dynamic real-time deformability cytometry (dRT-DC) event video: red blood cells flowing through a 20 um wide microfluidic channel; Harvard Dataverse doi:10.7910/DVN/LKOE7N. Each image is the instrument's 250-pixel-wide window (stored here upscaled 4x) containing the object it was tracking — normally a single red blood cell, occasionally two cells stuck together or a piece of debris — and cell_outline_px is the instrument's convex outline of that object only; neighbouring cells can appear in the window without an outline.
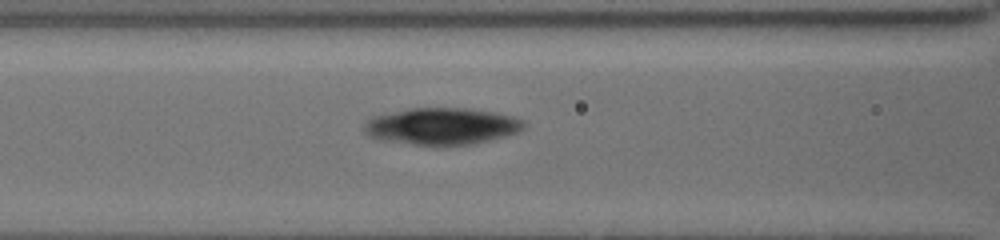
{"species": "common noctule bat (a hibernating species)", "species_latin": "Nyctalus noctula", "temperature_condition": "cold", "stored_images_in_passage": 30, "camera_frame_rate_fps": 3000, "um_per_image_px": 0.085, "animal": {"sex": "female", "body_mass_g": 19.5, "forearm_length_mm": 54.1}, "frame": {"image": 1, "passage_image": 10, "time_ms": 2.667, "image_size_px": [1000, 240], "cell_outline_px": [[524, 124], [516, 132], [476, 144], [444, 148], [436, 148], [376, 140], [368, 136], [368, 124], [376, 116], [412, 108], [464, 108], [488, 112], [508, 116], [520, 120]], "centroid_in_image_um": [37.52, 10.8], "position_along_channel_um": 129.1, "area_um2": 34.04}}
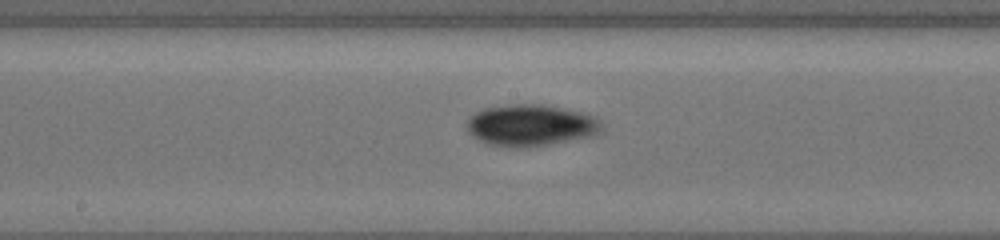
{"frame": {"image": 2, "passage_image": 16, "time_ms": 4.667, "image_size_px": [1000, 240], "cell_outline_px": [[600, 132], [596, 136], [528, 148], [496, 148], [484, 144], [472, 136], [468, 132], [468, 120], [476, 112], [484, 108], [516, 104], [540, 104], [580, 112], [592, 116], [600, 124]], "centroid_in_image_um": [45.06, 10.7], "position_along_channel_um": 203.1, "area_um2": 32.89}}
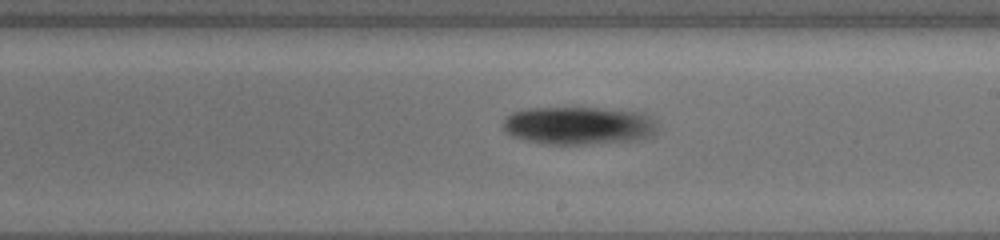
{"frame": {"image": 3, "passage_image": 19, "time_ms": 5.667, "image_size_px": [1000, 240], "cell_outline_px": [[652, 132], [648, 136], [628, 140], [588, 144], [544, 144], [524, 140], [512, 136], [504, 128], [504, 120], [512, 112], [528, 108], [596, 108], [632, 112], [644, 116], [648, 120], [652, 128]], "centroid_in_image_um": [48.97, 10.68], "position_along_channel_um": 240.0, "area_um2": 32.77}}